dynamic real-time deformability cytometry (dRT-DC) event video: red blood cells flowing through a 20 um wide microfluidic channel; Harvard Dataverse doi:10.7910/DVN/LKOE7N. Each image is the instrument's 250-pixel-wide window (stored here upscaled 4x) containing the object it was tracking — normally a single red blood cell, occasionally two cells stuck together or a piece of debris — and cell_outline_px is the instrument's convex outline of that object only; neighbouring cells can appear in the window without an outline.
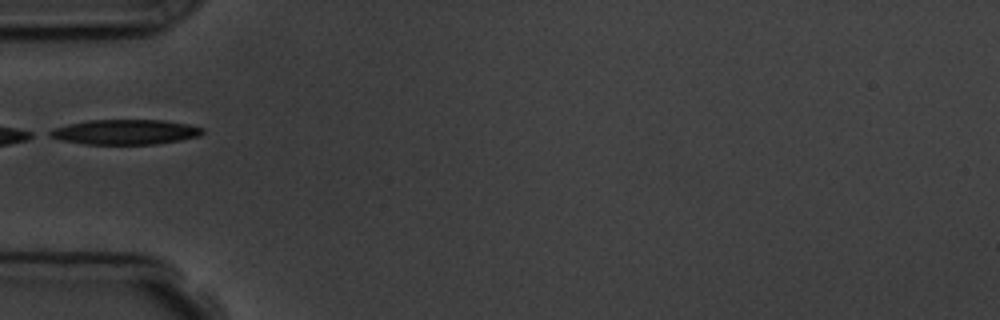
{"species": "common noctule bat (a hibernating species)", "species_latin": "Nyctalus noctula", "temperature_condition": "room temperature", "stored_images_in_passage": 6, "camera_frame_rate_fps": 3000, "um_per_image_px": 0.085, "animal": {"sex": "male", "body_mass_g": 19.5, "forearm_length_mm": 54.6}, "frame": {"image": 1, "passage_image": 6, "time_ms": 5.667, "image_size_px": [1000, 320], "cell_outline_px": [[204, 132], [200, 136], [180, 140], [156, 144], [84, 144], [64, 140], [48, 136], [44, 132], [52, 128], [68, 124], [88, 120], [164, 120], [188, 124], [204, 128]], "centroid_in_image_um": [10.62, 11.21], "position_along_channel_um": 74.4, "area_um2": 22.37}}